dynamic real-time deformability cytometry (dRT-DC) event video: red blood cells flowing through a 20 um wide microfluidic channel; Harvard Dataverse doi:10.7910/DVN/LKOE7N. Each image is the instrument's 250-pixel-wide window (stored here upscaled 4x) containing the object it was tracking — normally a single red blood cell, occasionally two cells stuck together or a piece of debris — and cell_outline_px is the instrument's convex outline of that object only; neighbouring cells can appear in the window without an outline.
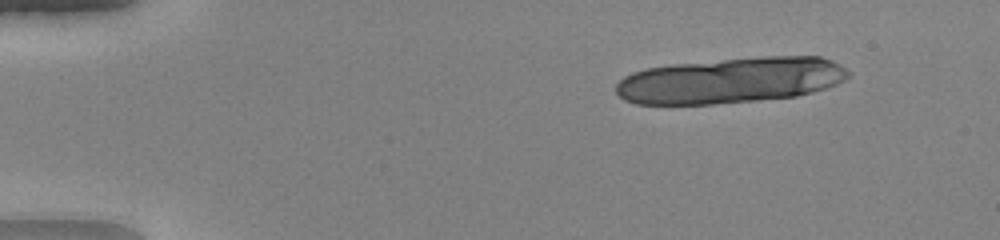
{"species": "human", "species_latin": "Homo sapiens", "temperature_condition": "warm", "stored_images_in_passage": 13, "camera_frame_rate_fps": 3000, "um_per_image_px": 0.085, "donor": {"sex": "female"}, "frame": {"image": 1, "passage_image": 3, "time_ms": 0.667, "image_size_px": [1000, 240], "cell_outline_px": [[852, 72], [844, 80], [836, 84], [812, 92], [796, 96], [756, 100], [712, 104], [636, 104], [624, 100], [616, 92], [616, 84], [624, 76], [632, 72], [644, 68], [672, 64], [764, 56], [820, 56], [832, 60], [840, 64]], "centroid_in_image_um": [62.11, 6.82], "position_along_channel_um": 22.9, "area_um2": 62.14}}